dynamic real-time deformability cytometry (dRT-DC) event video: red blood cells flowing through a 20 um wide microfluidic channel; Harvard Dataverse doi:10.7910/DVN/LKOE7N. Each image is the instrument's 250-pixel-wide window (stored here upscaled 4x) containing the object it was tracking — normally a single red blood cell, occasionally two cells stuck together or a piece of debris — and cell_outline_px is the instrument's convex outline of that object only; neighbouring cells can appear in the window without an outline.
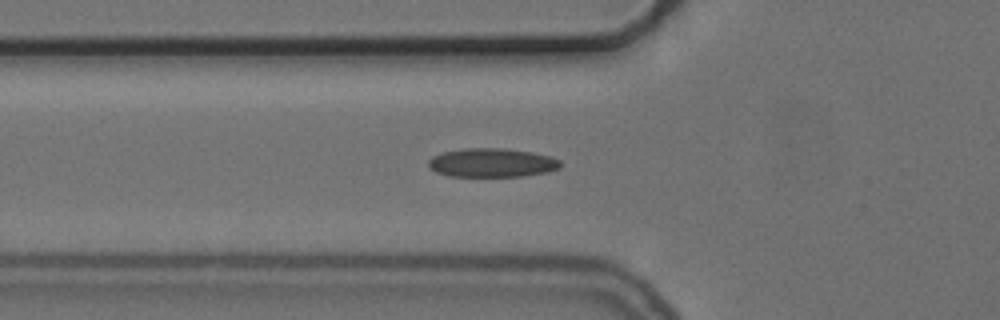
{"species": "common noctule bat (a hibernating species)", "species_latin": "Nyctalus noctula", "temperature_condition": "cold", "stored_images_in_passage": 6, "camera_frame_rate_fps": 3000, "um_per_image_px": 0.085, "animal": {"sex": "female", "body_mass_g": 24.6, "forearm_length_mm": 56.2}, "frame": {"image": 1, "passage_image": 2, "time_ms": 0.333, "image_size_px": [1000, 320], "cell_outline_px": [[560, 168], [548, 172], [524, 176], [448, 176], [436, 172], [428, 168], [428, 160], [432, 156], [444, 152], [464, 148], [504, 148], [532, 152], [552, 156], [560, 160]], "centroid_in_image_um": [41.81, 13.83], "position_along_channel_um": 84.0, "area_um2": 22.37}}